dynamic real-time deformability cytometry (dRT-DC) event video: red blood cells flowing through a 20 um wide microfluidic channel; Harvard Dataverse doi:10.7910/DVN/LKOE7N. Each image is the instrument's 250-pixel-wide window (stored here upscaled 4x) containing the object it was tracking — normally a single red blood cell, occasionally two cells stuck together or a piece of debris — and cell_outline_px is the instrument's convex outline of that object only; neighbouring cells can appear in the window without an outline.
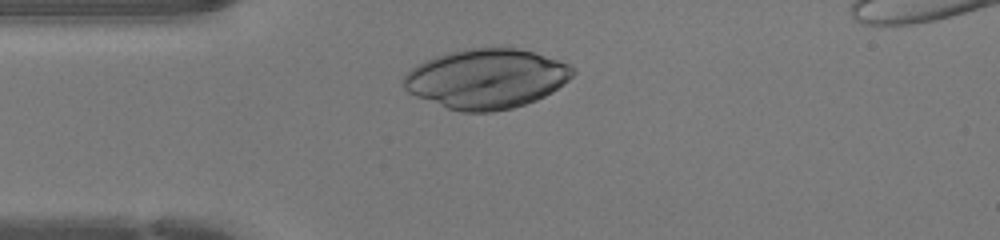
{"species": "human", "species_latin": "Homo sapiens", "temperature_condition": "warm", "stored_images_in_passage": 30, "camera_frame_rate_fps": 3000, "um_per_image_px": 0.085, "donor": {"sex": "female"}, "frame": {"image": 1, "passage_image": 4, "time_ms": 1.0, "image_size_px": [1000, 240], "cell_outline_px": [[576, 72], [568, 80], [552, 92], [536, 100], [512, 108], [492, 112], [460, 112], [448, 108], [416, 96], [408, 92], [404, 88], [404, 76], [412, 68], [436, 56], [448, 52], [464, 48], [516, 48], [532, 52], [560, 60], [576, 68]], "centroid_in_image_um": [41.37, 6.69], "position_along_channel_um": 43.6, "area_um2": 58.49}}
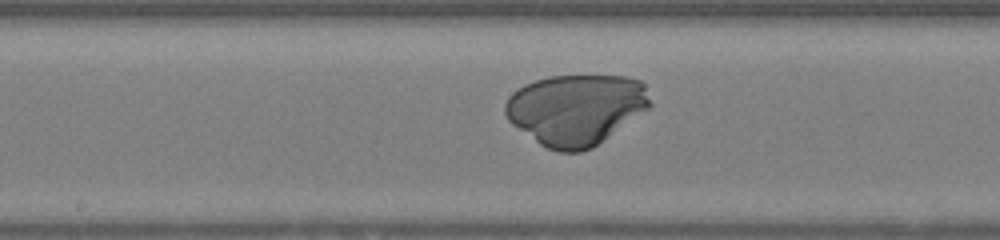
{"frame": {"image": 2, "passage_image": 16, "time_ms": 5.0, "image_size_px": [1000, 240], "cell_outline_px": [[652, 104], [648, 108], [592, 148], [580, 152], [556, 152], [540, 144], [512, 124], [508, 120], [504, 112], [504, 104], [508, 96], [512, 92], [524, 84], [548, 76], [628, 76], [640, 80], [644, 84]], "centroid_in_image_um": [48.92, 9.29], "position_along_channel_um": 199.3, "area_um2": 59.71}}
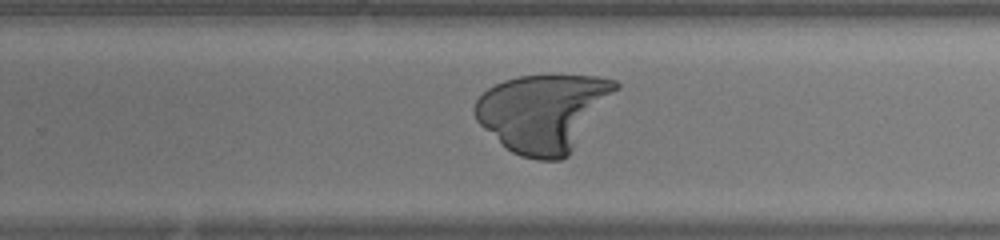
{"frame": {"image": 3, "passage_image": 22, "time_ms": 7.0, "image_size_px": [1000, 240], "cell_outline_px": [[620, 88], [568, 156], [560, 160], [536, 160], [520, 156], [512, 152], [484, 128], [476, 120], [472, 112], [472, 108], [476, 100], [488, 88], [504, 80], [520, 76], [596, 76], [616, 80], [620, 84]], "centroid_in_image_um": [46.19, 9.57], "position_along_channel_um": 283.6, "area_um2": 63.46}}